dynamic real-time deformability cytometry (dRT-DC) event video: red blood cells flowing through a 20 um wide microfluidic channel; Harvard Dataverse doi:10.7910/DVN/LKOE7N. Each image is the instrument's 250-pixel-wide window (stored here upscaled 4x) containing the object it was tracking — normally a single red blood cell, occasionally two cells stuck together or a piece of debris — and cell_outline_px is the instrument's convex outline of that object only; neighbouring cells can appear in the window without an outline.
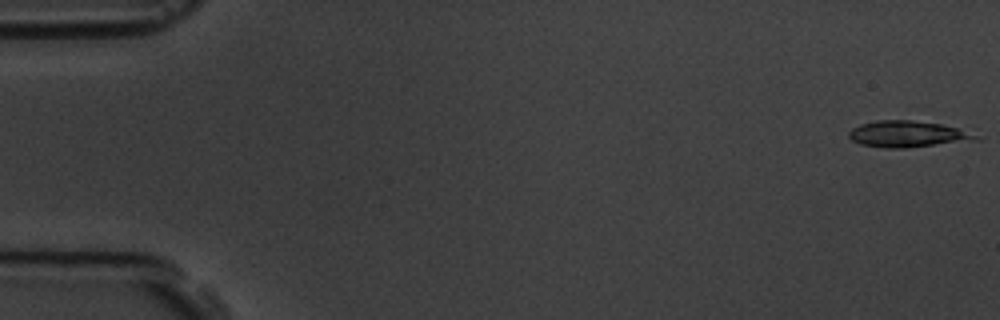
{"species": "common noctule bat (a hibernating species)", "species_latin": "Nyctalus noctula", "temperature_condition": "room temperature", "stored_images_in_passage": 6, "camera_frame_rate_fps": 3000, "um_per_image_px": 0.085, "animal": {"sex": "male", "body_mass_g": 19.5, "forearm_length_mm": 54.6}, "frame": {"image": 1, "passage_image": 1, "time_ms": 0.0, "image_size_px": [1000, 320], "cell_outline_px": [[984, 136], [980, 140], [908, 148], [888, 148], [860, 144], [852, 140], [848, 136], [848, 132], [852, 128], [860, 124], [876, 120], [912, 120], [940, 124], [956, 128]], "centroid_in_image_um": [77.19, 11.4], "position_along_channel_um": 7.8, "area_um2": 19.71}}